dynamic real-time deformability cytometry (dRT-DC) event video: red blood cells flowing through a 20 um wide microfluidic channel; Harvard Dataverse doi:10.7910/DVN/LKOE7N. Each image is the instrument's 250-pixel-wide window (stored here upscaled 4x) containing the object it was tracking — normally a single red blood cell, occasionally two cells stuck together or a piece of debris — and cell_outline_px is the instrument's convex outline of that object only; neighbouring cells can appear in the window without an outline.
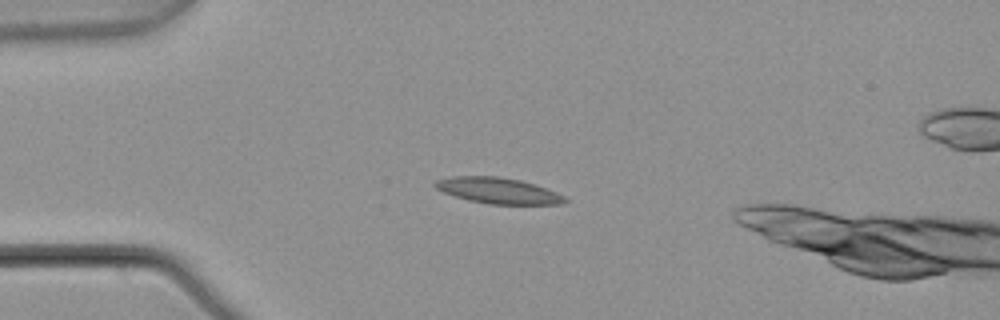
{"species": "common noctule bat (a hibernating species)", "species_latin": "Nyctalus noctula", "temperature_condition": "warm", "stored_images_in_passage": 6, "camera_frame_rate_fps": 3000, "um_per_image_px": 0.085, "animal": {"sex": "male", "body_mass_g": 21.5, "forearm_length_mm": 52.0}, "frame": {"image": 1, "passage_image": 3, "time_ms": 0.667, "image_size_px": [1000, 320], "cell_outline_px": [[568, 200], [560, 204], [488, 204], [468, 200], [444, 192], [436, 188], [432, 184], [436, 180], [452, 176], [500, 176], [520, 180], [556, 192], [564, 196]], "centroid_in_image_um": [42.3, 16.2], "position_along_channel_um": 42.7, "area_um2": 19.42}}
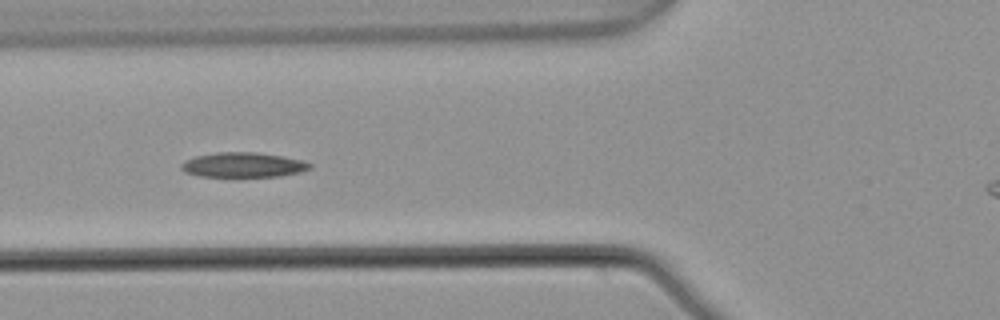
{"frame": {"image": 2, "passage_image": 5, "time_ms": 1.333, "image_size_px": [1000, 320], "cell_outline_px": [[312, 168], [300, 172], [280, 176], [236, 180], [200, 176], [184, 172], [180, 168], [180, 164], [184, 160], [196, 156], [216, 152], [256, 152], [284, 156], [304, 160], [312, 164]], "centroid_in_image_um": [20.66, 14.07], "position_along_channel_um": 105.1, "area_um2": 19.88}}
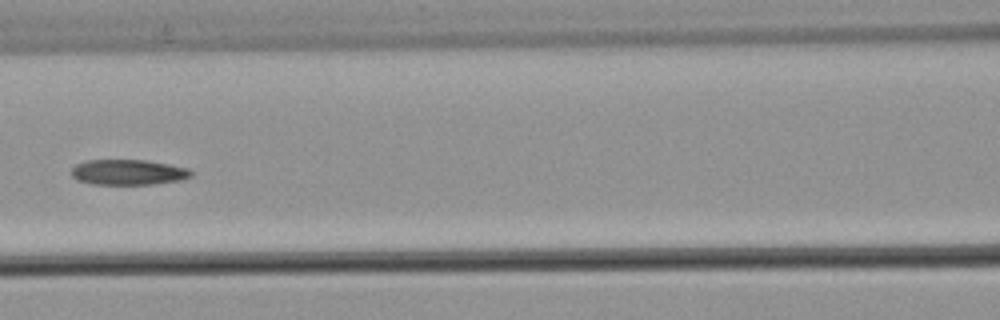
{"frame": {"image": 3, "passage_image": 6, "time_ms": 1.667, "image_size_px": [1000, 320], "cell_outline_px": [[192, 176], [180, 180], [152, 184], [92, 184], [76, 180], [72, 176], [72, 168], [76, 164], [88, 160], [144, 160], [168, 164], [188, 168], [192, 172]], "centroid_in_image_um": [10.88, 14.64], "position_along_channel_um": 155.7, "area_um2": 17.63}}